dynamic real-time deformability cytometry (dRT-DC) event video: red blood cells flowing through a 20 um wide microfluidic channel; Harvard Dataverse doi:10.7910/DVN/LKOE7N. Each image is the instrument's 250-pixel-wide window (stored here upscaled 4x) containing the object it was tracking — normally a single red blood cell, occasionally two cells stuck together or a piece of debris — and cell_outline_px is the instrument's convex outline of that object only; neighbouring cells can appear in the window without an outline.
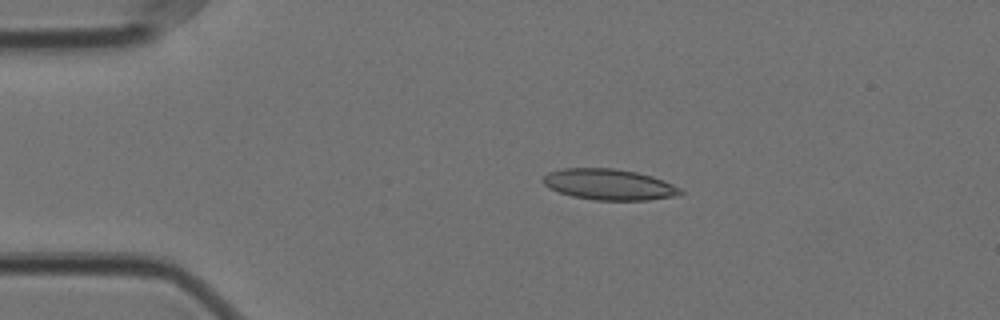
{"species": "Egyptian fruit bat (a non-hibernating species)", "species_latin": "Rousettus aegyptiacus", "temperature_condition": "cold", "stored_images_in_passage": 47, "camera_frame_rate_fps": 3000, "um_per_image_px": 0.085, "animal": {"sex": "female"}, "frame": {"image": 1, "passage_image": 1, "time_ms": 0.0, "image_size_px": [1000, 320], "cell_outline_px": [[684, 192], [680, 196], [648, 200], [596, 200], [572, 196], [548, 188], [540, 180], [548, 172], [564, 168], [612, 168], [636, 172], [652, 176], [664, 180], [680, 188]], "centroid_in_image_um": [51.78, 15.68], "position_along_channel_um": 33.2, "area_um2": 24.91}}
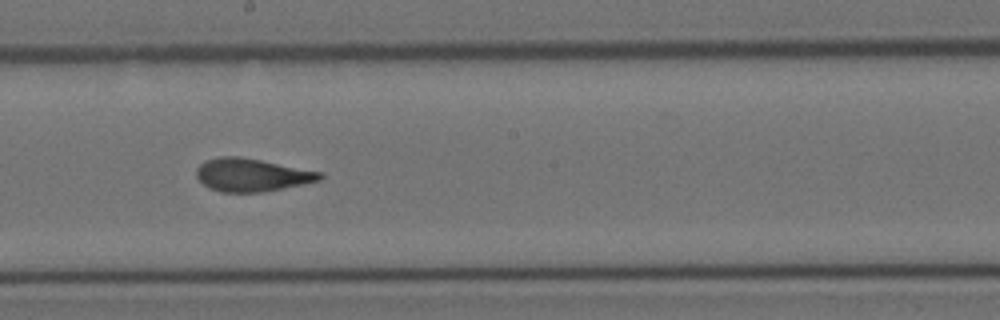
{"frame": {"image": 2, "passage_image": 21, "time_ms": 6.667, "image_size_px": [1000, 320], "cell_outline_px": [[324, 176], [320, 180], [304, 184], [260, 192], [220, 192], [208, 188], [196, 176], [196, 168], [200, 164], [208, 160], [220, 156], [240, 156], [324, 172]], "centroid_in_image_um": [21.41, 14.86], "position_along_channel_um": 226.8, "area_um2": 23.76}}
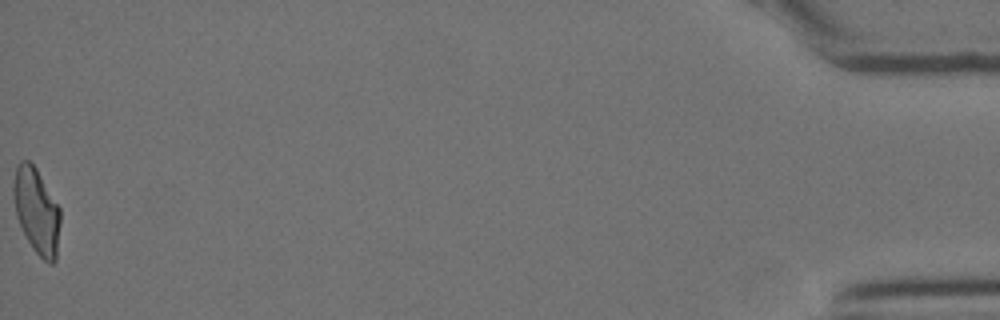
{"frame": {"image": 3, "passage_image": 47, "time_ms": 15.333, "image_size_px": [1000, 320], "cell_outline_px": [[60, 224], [56, 260], [52, 264], [48, 264], [32, 248], [16, 216], [12, 192], [12, 188], [16, 168], [20, 160], [28, 160], [36, 168], [60, 208]], "centroid_in_image_um": [3.11, 17.93], "position_along_channel_um": 432.1, "area_um2": 23.29}, "authors_computed_cell_mechanics": {"area_um2": 23.7558, "velocity_mm_per_s": 3.5373, "shape_relaxation_time_tau1_ms": 8.7581, "shape_relaxation_time_tau2_ms": 1.5073, "deformation_change_tau1": 0.2158, "deformation_change_tau2": 0.0914}}